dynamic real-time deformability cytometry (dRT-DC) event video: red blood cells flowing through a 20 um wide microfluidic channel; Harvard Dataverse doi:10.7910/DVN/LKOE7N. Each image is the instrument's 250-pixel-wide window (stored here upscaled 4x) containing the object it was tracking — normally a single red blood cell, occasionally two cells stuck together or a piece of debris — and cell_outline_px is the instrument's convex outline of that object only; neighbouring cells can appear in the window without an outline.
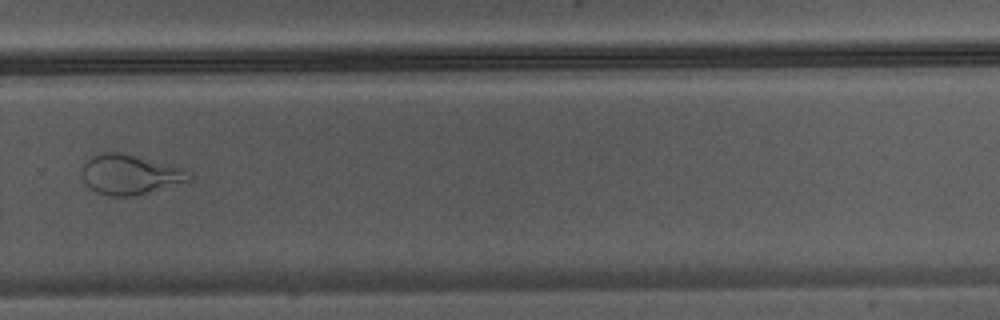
{"species": "Egyptian fruit bat (a non-hibernating species)", "species_latin": "Rousettus aegyptiacus", "temperature_condition": "warm", "stored_images_in_passage": 46, "camera_frame_rate_fps": 3000, "um_per_image_px": 0.085, "animal": {"sex": "male"}, "frame": {"image": 1, "passage_image": 33, "time_ms": 10.667, "image_size_px": [1000, 320], "cell_outline_px": [[192, 180], [132, 196], [112, 196], [96, 192], [80, 176], [80, 172], [84, 164], [96, 152], [120, 152], [188, 168], [192, 172]], "centroid_in_image_um": [11.08, 14.81], "position_along_channel_um": 318.7, "area_um2": 25.09}}